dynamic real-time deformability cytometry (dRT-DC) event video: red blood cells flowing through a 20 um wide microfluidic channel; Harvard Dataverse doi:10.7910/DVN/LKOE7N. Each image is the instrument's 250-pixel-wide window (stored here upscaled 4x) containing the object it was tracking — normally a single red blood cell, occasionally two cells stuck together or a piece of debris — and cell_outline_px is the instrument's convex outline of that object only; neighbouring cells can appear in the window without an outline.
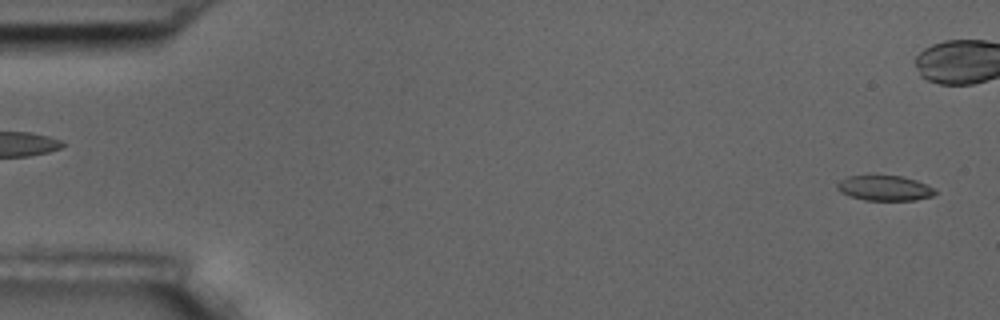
{"species": "common noctule bat (a hibernating species)", "species_latin": "Nyctalus noctula", "temperature_condition": "room temperature", "stored_images_in_passage": 5, "camera_frame_rate_fps": 3000, "um_per_image_px": 0.085, "animal": {"sex": "male", "body_mass_g": 17.5, "forearm_length_mm": 52.3}, "frame": {"image": 1, "passage_image": 5, "time_ms": 5.667, "image_size_px": [1000, 320], "cell_outline_px": [[936, 192], [932, 196], [916, 200], [864, 200], [848, 196], [840, 192], [836, 188], [836, 184], [840, 180], [848, 176], [868, 172], [872, 172], [900, 176], [916, 180], [932, 188]], "centroid_in_image_um": [75.08, 15.93], "position_along_channel_um": 9.9, "area_um2": 15.03}}